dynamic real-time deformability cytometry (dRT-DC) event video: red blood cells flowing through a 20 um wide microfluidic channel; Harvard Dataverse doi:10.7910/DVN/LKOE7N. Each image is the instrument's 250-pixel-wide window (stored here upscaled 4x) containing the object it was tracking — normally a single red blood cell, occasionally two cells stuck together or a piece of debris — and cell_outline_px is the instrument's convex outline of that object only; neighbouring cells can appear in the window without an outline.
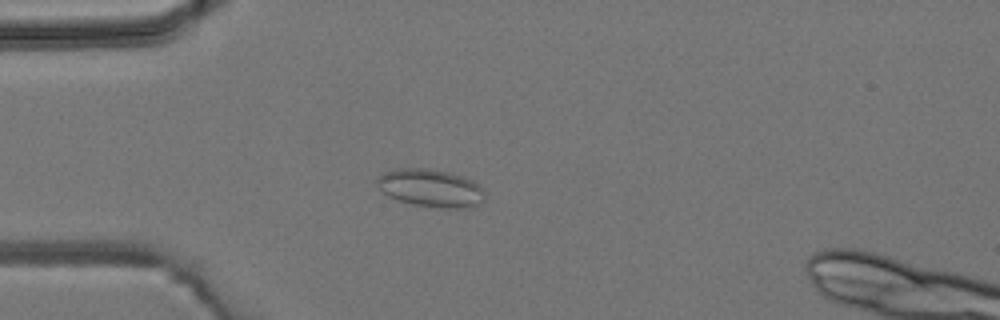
{"species": "common noctule bat (a hibernating species)", "species_latin": "Nyctalus noctula", "temperature_condition": "room temperature", "stored_images_in_passage": 3, "camera_frame_rate_fps": 3000, "um_per_image_px": 0.085, "animal": {"sex": "male", "body_mass_g": 19.2, "forearm_length_mm": 51.8}, "frame": {"image": 1, "passage_image": 2, "time_ms": 1.333, "image_size_px": [1000, 320], "cell_outline_px": [[484, 200], [468, 208], [440, 208], [412, 204], [388, 196], [380, 188], [376, 180], [376, 176], [384, 172], [400, 168], [428, 168], [448, 172], [472, 180], [480, 184], [484, 188]], "centroid_in_image_um": [36.62, 15.98], "position_along_channel_um": 48.4, "area_um2": 23.76}}